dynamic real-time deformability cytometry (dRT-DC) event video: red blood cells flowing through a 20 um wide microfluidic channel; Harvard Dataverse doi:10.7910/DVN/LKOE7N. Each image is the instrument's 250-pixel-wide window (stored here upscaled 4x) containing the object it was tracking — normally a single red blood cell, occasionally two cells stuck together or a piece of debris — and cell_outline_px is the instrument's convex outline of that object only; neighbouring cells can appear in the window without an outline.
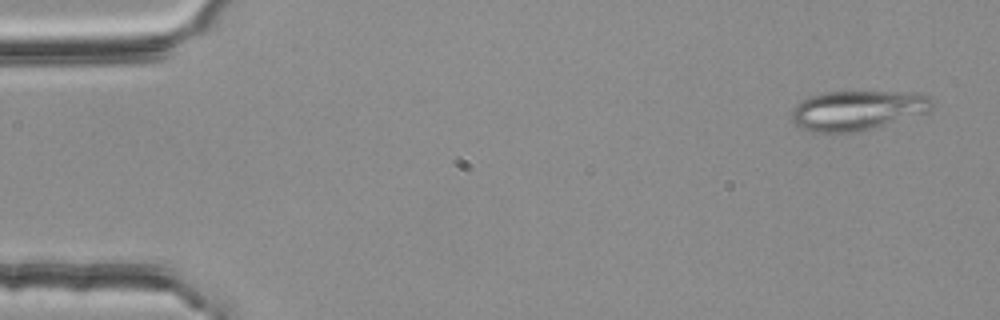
{"species": "common noctule bat (a hibernating species)", "species_latin": "Nyctalus noctula", "temperature_condition": "room temperature", "stored_images_in_passage": 54, "segment_of_instrument_passage": [1, 2], "camera_frame_rate_fps": 3000, "um_per_image_px": 0.085, "animal": {"sex": "female", "body_mass_g": 25.1}, "frame": {"image": 1, "passage_image": 3, "time_ms": 0.667, "image_size_px": [1000, 320], "cell_outline_px": [[936, 104], [928, 112], [864, 132], [812, 132], [800, 128], [792, 120], [792, 108], [796, 104], [812, 96], [824, 92], [916, 92], [928, 96]], "centroid_in_image_um": [72.93, 9.39], "position_along_channel_um": 12.1, "area_um2": 32.83}}